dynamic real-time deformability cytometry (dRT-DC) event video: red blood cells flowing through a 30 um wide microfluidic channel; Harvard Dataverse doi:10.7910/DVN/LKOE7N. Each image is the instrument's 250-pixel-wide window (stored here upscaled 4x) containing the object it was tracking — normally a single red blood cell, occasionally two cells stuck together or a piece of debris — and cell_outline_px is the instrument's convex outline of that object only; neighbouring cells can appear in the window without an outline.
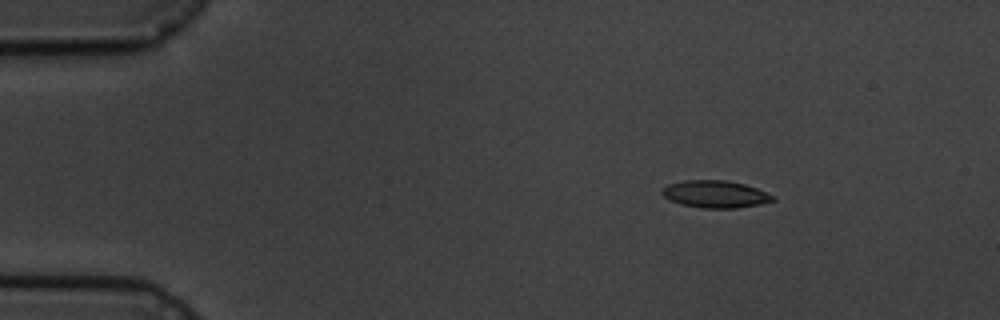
{"species": "common noctule bat (a hibernating species)", "species_latin": "Nyctalus noctula", "temperature_condition": "cold", "stored_images_in_passage": 4, "camera_frame_rate_fps": 3000, "um_per_image_px": 0.085, "animal": {"sex": "male", "body_mass_g": 19.5, "forearm_length_mm": 54.6}, "frame": {"image": 1, "passage_image": 2, "time_ms": 2.0, "image_size_px": [1000, 320], "cell_outline_px": [[776, 200], [760, 204], [736, 208], [704, 208], [680, 204], [664, 196], [660, 192], [668, 184], [684, 180], [724, 180], [744, 184], [756, 188], [776, 196]], "centroid_in_image_um": [60.82, 16.5], "position_along_channel_um": 24.2, "area_um2": 17.51}}